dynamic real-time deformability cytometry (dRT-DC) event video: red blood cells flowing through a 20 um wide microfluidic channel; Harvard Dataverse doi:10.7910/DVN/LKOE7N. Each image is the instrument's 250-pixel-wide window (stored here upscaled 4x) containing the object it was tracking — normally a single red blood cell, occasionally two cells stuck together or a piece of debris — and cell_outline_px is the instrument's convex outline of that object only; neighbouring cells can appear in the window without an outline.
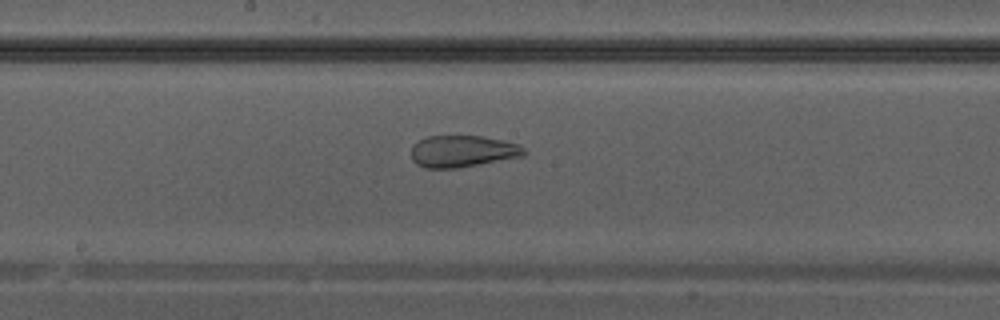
{"species": "Egyptian fruit bat (a non-hibernating species)", "species_latin": "Rousettus aegyptiacus", "temperature_condition": "warm", "stored_images_in_passage": 34, "camera_frame_rate_fps": 3000, "um_per_image_px": 0.085, "animal": {"sex": "male"}, "frame": {"image": 1, "passage_image": 15, "time_ms": 4.667, "image_size_px": [1000, 320], "cell_outline_px": [[524, 156], [456, 168], [424, 168], [416, 164], [412, 160], [412, 144], [428, 136], [480, 136], [504, 140], [520, 144], [524, 148]], "centroid_in_image_um": [39.31, 12.86], "position_along_channel_um": 208.9, "area_um2": 20.87}}